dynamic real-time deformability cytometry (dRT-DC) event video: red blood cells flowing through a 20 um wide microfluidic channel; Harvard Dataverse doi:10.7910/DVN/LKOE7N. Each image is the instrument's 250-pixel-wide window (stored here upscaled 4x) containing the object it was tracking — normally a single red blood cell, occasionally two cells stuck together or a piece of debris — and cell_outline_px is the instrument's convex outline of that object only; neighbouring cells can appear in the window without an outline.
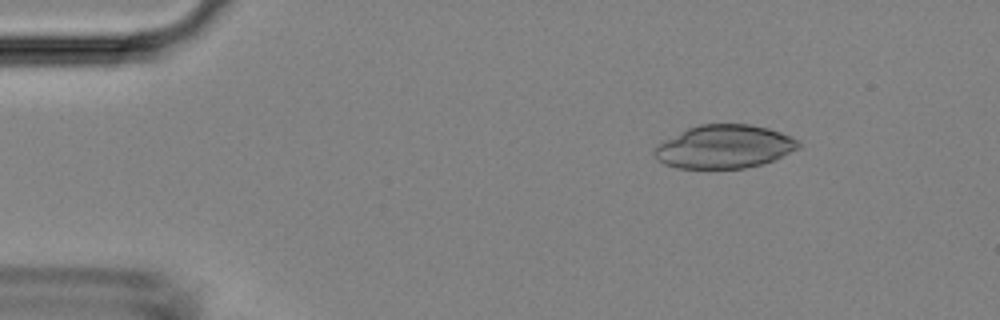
{"species": "Egyptian fruit bat (a non-hibernating species)", "species_latin": "Rousettus aegyptiacus", "temperature_condition": "room temperature", "stored_images_in_passage": 5, "camera_frame_rate_fps": 3000, "um_per_image_px": 0.085, "animal": {"sex": "female"}, "frame": {"image": 1, "passage_image": 3, "time_ms": 2.0, "image_size_px": [1000, 320], "cell_outline_px": [[800, 148], [772, 160], [760, 164], [744, 168], [676, 168], [664, 164], [656, 160], [652, 152], [656, 144], [688, 128], [700, 124], [752, 124], [768, 128], [780, 132], [796, 140], [800, 144]], "centroid_in_image_um": [61.5, 12.47], "position_along_channel_um": 23.5, "area_um2": 36.3}}